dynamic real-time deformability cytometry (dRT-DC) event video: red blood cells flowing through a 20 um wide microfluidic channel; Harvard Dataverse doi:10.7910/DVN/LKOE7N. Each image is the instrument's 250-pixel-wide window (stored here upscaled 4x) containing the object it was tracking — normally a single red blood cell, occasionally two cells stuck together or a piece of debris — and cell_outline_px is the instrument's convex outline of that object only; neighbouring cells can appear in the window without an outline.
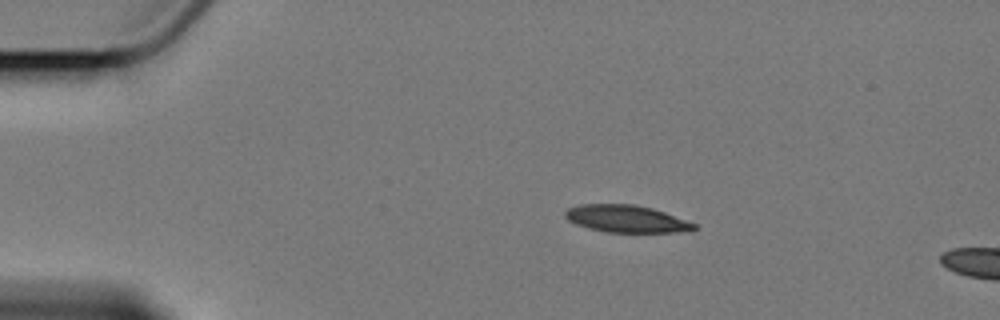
{"species": "Egyptian fruit bat (a non-hibernating species)", "species_latin": "Rousettus aegyptiacus", "temperature_condition": "cold", "stored_images_in_passage": 4, "camera_frame_rate_fps": 3000, "um_per_image_px": 0.085, "animal": {"sex": "female"}, "frame": {"image": 1, "passage_image": 3, "time_ms": 2.333, "image_size_px": [1000, 320], "cell_outline_px": [[696, 228], [692, 232], [608, 232], [588, 228], [576, 224], [568, 220], [564, 216], [564, 212], [568, 208], [580, 204], [632, 204], [652, 208], [664, 212], [696, 224]], "centroid_in_image_um": [53.23, 18.6], "position_along_channel_um": 31.8, "area_um2": 20.46}}